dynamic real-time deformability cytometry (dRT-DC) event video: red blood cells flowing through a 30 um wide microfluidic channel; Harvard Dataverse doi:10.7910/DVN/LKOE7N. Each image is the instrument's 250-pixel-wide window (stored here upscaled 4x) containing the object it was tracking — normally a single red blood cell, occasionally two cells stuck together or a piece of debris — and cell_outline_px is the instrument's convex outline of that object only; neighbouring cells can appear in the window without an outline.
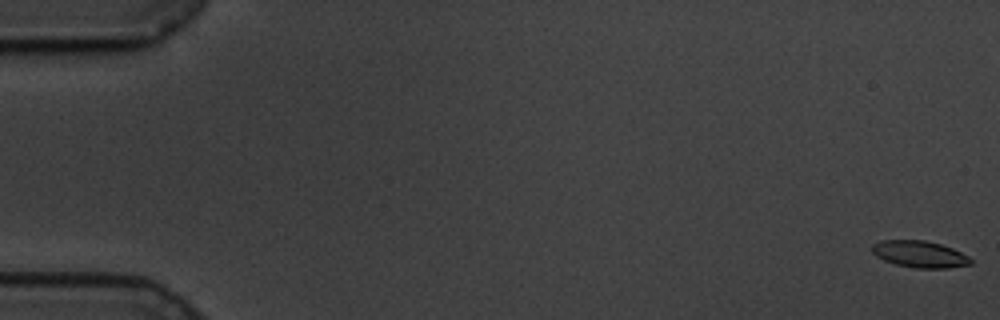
{"species": "common noctule bat (a hibernating species)", "species_latin": "Nyctalus noctula", "temperature_condition": "cold", "stored_images_in_passage": 60, "camera_frame_rate_fps": 3000, "um_per_image_px": 0.085, "animal": {"sex": "male", "body_mass_g": 19.5, "forearm_length_mm": 54.6}, "frame": {"image": 1, "passage_image": 1, "time_ms": 0.0, "image_size_px": [1000, 320], "cell_outline_px": [[972, 264], [948, 268], [916, 268], [896, 264], [884, 260], [876, 256], [872, 252], [872, 244], [880, 240], [924, 240], [940, 244], [952, 248], [968, 256], [972, 260]], "centroid_in_image_um": [78.16, 21.6], "position_along_channel_um": 6.8, "area_um2": 15.32}}
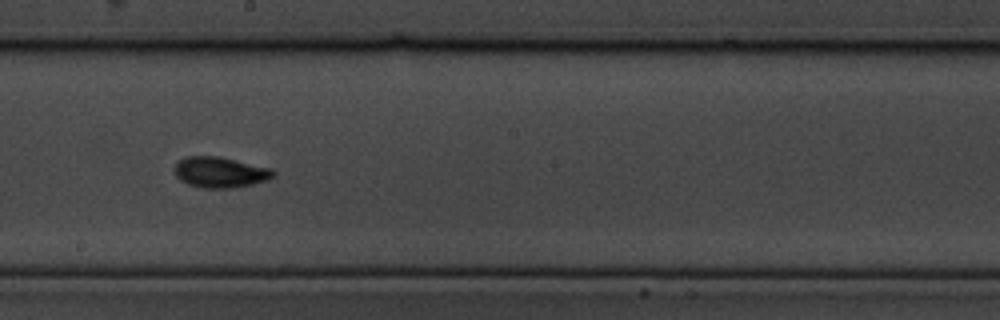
{"frame": {"image": 2, "passage_image": 34, "time_ms": 11.0, "image_size_px": [1000, 320], "cell_outline_px": [[276, 176], [268, 180], [252, 184], [232, 188], [204, 188], [188, 184], [180, 180], [176, 176], [172, 168], [184, 156], [220, 156], [272, 168], [276, 172]], "centroid_in_image_um": [18.73, 14.63], "position_along_channel_um": 229.5, "area_um2": 17.98}}
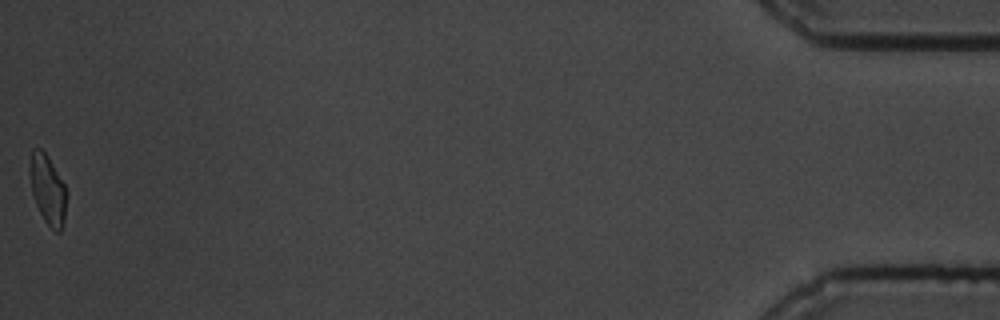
{"frame": {"image": 3, "passage_image": 60, "time_ms": 19.667, "image_size_px": [1000, 320], "cell_outline_px": [[68, 196], [64, 220], [60, 232], [56, 232], [44, 220], [36, 204], [32, 192], [28, 172], [32, 148], [40, 148], [48, 156], [64, 184], [68, 192]], "centroid_in_image_um": [4.06, 16.09], "position_along_channel_um": 431.1, "area_um2": 15.03}, "authors_computed_cell_mechanics": {"area_um2": 16.0973, "velocity_mm_per_s": 3.4037, "shape_relaxation_time_tau1_ms": 2.6328, "shape_relaxation_time_tau2_ms": 2.8164, "deformation_change_tau1": 0.1152, "deformation_change_tau2": 0.0754}}